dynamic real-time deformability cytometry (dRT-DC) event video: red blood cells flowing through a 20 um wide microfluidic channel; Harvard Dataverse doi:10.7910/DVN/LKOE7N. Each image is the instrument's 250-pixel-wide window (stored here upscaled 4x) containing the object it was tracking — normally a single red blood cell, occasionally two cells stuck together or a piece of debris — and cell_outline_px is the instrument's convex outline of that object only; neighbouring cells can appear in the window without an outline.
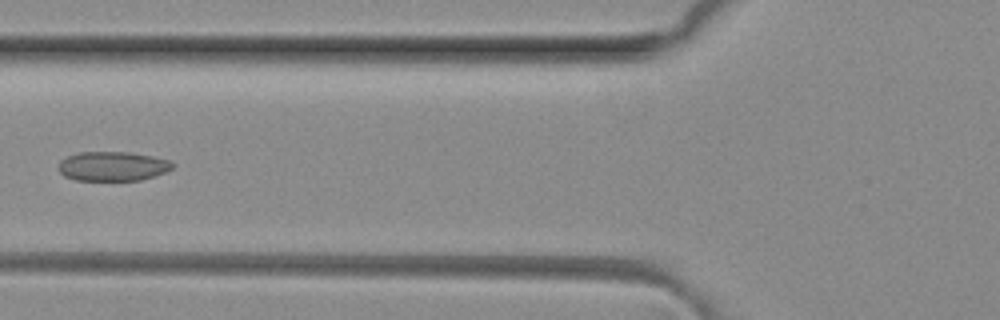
{"species": "common noctule bat (a hibernating species)", "species_latin": "Nyctalus noctula", "temperature_condition": "room temperature", "stored_images_in_passage": 4, "camera_frame_rate_fps": 3000, "um_per_image_px": 0.085, "animal": {"sex": "female", "body_mass_g": 29.2, "forearm_length_mm": 56.3}, "frame": {"image": 1, "passage_image": 4, "time_ms": 1.0, "image_size_px": [1000, 320], "cell_outline_px": [[176, 164], [172, 168], [164, 172], [140, 180], [76, 180], [64, 176], [60, 172], [60, 160], [68, 156], [80, 152], [128, 152], [152, 156], [172, 160]], "centroid_in_image_um": [9.6, 14.12], "position_along_channel_um": 116.2, "area_um2": 19.42}}